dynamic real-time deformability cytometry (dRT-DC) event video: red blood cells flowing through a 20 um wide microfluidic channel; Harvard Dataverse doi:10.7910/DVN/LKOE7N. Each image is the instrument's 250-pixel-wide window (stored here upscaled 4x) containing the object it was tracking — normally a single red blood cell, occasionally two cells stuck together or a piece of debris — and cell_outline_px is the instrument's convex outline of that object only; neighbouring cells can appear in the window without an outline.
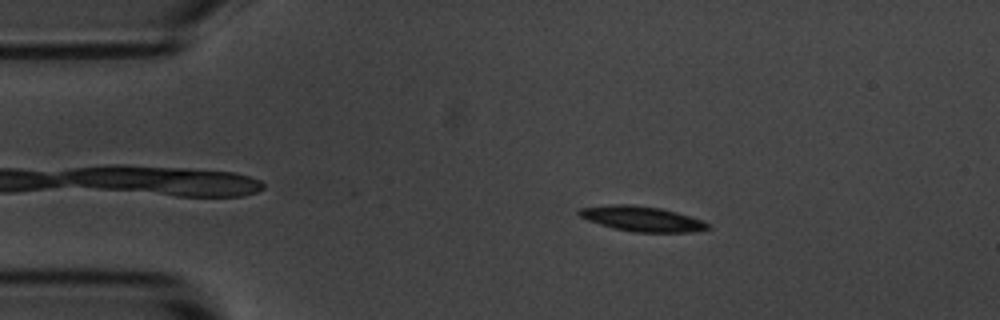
{"species": "common noctule bat (a hibernating species)", "species_latin": "Nyctalus noctula", "temperature_condition": "room temperature", "stored_images_in_passage": 3, "camera_frame_rate_fps": 3000, "um_per_image_px": 0.085, "animal": {"sex": "male", "body_mass_g": 20.1, "forearm_length_mm": 53.5}, "frame": {"image": 1, "passage_image": 2, "time_ms": 1.0, "image_size_px": [1000, 320], "cell_outline_px": [[712, 228], [696, 232], [632, 232], [612, 228], [588, 220], [580, 216], [576, 212], [580, 208], [616, 204], [632, 204], [660, 208], [676, 212], [700, 220], [708, 224]], "centroid_in_image_um": [54.56, 18.6], "position_along_channel_um": 30.4, "area_um2": 18.73}}